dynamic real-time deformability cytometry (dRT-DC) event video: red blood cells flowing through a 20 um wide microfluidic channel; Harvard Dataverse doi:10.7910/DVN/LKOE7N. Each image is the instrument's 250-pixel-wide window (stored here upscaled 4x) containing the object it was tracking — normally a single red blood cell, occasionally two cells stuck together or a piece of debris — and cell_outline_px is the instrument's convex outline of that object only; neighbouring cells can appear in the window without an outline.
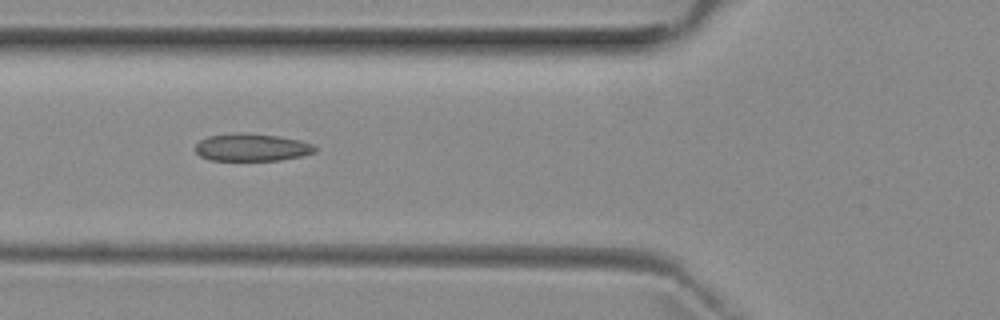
{"species": "common noctule bat (a hibernating species)", "species_latin": "Nyctalus noctula", "temperature_condition": "room temperature", "stored_images_in_passage": 6, "camera_frame_rate_fps": 3000, "um_per_image_px": 0.085, "animal": {"sex": "female", "body_mass_g": 29.2, "forearm_length_mm": 56.3}, "frame": {"image": 1, "passage_image": 4, "time_ms": 3.333, "image_size_px": [1000, 320], "cell_outline_px": [[316, 152], [300, 156], [280, 160], [212, 160], [200, 156], [196, 152], [196, 144], [200, 140], [208, 136], [240, 132], [280, 136], [300, 140], [312, 144], [316, 148]], "centroid_in_image_um": [21.4, 12.52], "position_along_channel_um": 104.4, "area_um2": 19.13}}
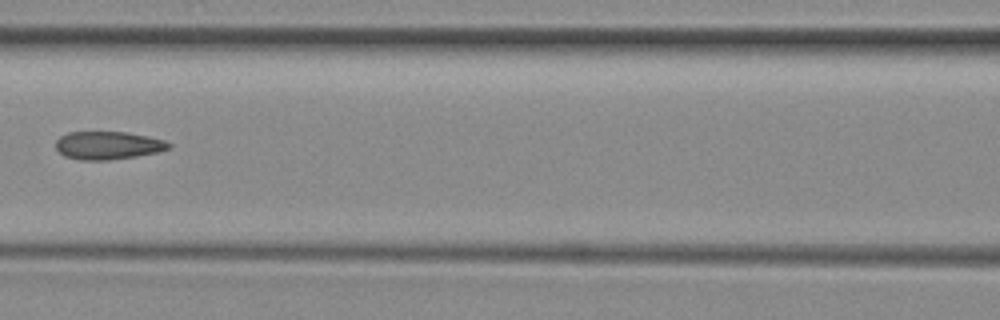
{"frame": {"image": 2, "passage_image": 5, "time_ms": 4.667, "image_size_px": [1000, 320], "cell_outline_px": [[172, 148], [156, 152], [136, 156], [108, 160], [80, 160], [64, 156], [56, 148], [56, 140], [60, 136], [68, 132], [128, 132], [148, 136], [164, 140], [172, 144]], "centroid_in_image_um": [9.18, 12.35], "position_along_channel_um": 157.4, "area_um2": 18.5}}
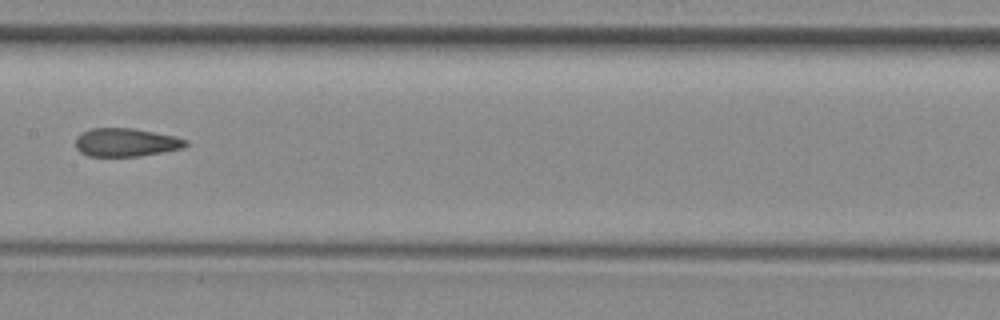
{"frame": {"image": 3, "passage_image": 6, "time_ms": 5.667, "image_size_px": [1000, 320], "cell_outline_px": [[188, 144], [184, 148], [140, 156], [88, 156], [80, 152], [76, 148], [76, 136], [92, 128], [132, 128], [176, 136], [188, 140]], "centroid_in_image_um": [10.73, 12.1], "position_along_channel_um": 196.7, "area_um2": 18.21}}